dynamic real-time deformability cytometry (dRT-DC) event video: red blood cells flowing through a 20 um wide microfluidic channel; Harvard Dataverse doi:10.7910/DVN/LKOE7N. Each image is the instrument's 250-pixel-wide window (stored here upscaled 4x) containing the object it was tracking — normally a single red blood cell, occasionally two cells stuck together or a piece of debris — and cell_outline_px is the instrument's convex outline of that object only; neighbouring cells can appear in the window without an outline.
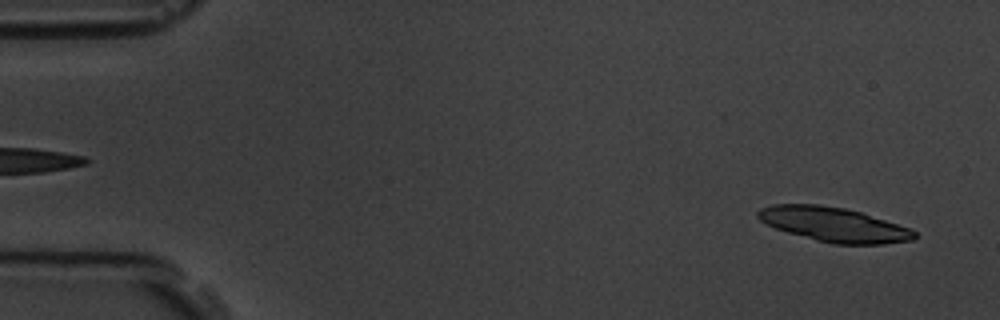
{"species": "common noctule bat (a hibernating species)", "species_latin": "Nyctalus noctula", "temperature_condition": "room temperature", "stored_images_in_passage": 5, "segment_of_instrument_passage": [2, 2], "camera_frame_rate_fps": 3000, "um_per_image_px": 0.085, "animal": {"sex": "male", "body_mass_g": 19.5, "forearm_length_mm": 54.6}, "frame": {"image": 1, "passage_image": 5, "time_ms": 5.667, "image_size_px": [1000, 320], "cell_outline_px": [[916, 236], [912, 240], [884, 244], [832, 244], [816, 240], [788, 232], [776, 228], [760, 220], [756, 216], [756, 212], [760, 208], [772, 204], [820, 204], [844, 208], [860, 212], [908, 228], [916, 232]], "centroid_in_image_um": [70.83, 19.08], "position_along_channel_um": 14.2, "area_um2": 31.1}}